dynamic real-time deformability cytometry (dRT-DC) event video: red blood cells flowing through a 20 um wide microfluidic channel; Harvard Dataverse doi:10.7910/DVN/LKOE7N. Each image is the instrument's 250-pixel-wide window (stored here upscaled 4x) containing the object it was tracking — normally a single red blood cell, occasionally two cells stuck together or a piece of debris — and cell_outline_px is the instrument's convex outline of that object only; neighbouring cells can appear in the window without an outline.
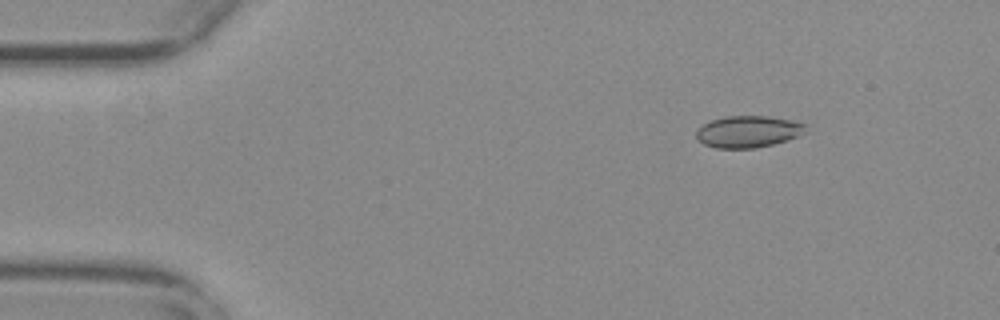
{"species": "common noctule bat (a hibernating species)", "species_latin": "Nyctalus noctula", "temperature_condition": "warm", "stored_images_in_passage": 52, "camera_frame_rate_fps": 3000, "um_per_image_px": 0.085, "animal": {"sex": "female", "body_mass_g": 29.2, "forearm_length_mm": 56.3}, "frame": {"image": 1, "passage_image": 4, "time_ms": 1.0, "image_size_px": [1000, 320], "cell_outline_px": [[808, 124], [804, 132], [788, 140], [756, 148], [716, 148], [704, 144], [696, 136], [696, 132], [704, 124], [712, 120], [724, 116], [768, 116], [792, 120]], "centroid_in_image_um": [63.62, 11.18], "position_along_channel_um": 21.4, "area_um2": 20.11}}
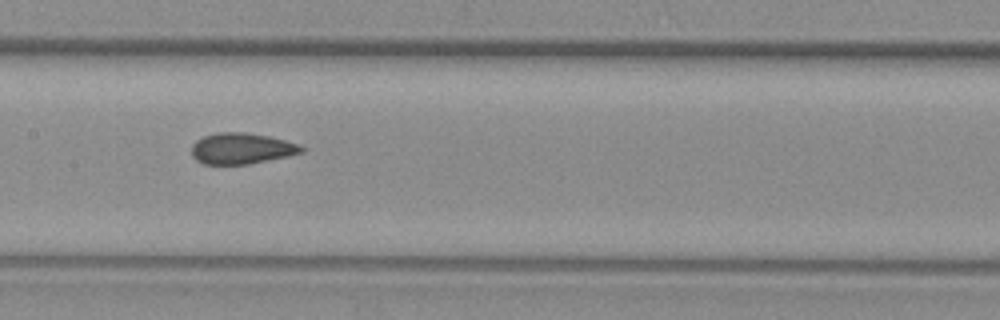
{"frame": {"image": 2, "passage_image": 24, "time_ms": 7.667, "image_size_px": [1000, 320], "cell_outline_px": [[304, 152], [288, 156], [248, 164], [204, 164], [196, 160], [192, 156], [192, 144], [196, 140], [204, 136], [216, 132], [244, 132], [268, 136], [300, 144], [304, 148]], "centroid_in_image_um": [20.52, 12.62], "position_along_channel_um": 186.9, "area_um2": 19.88}}
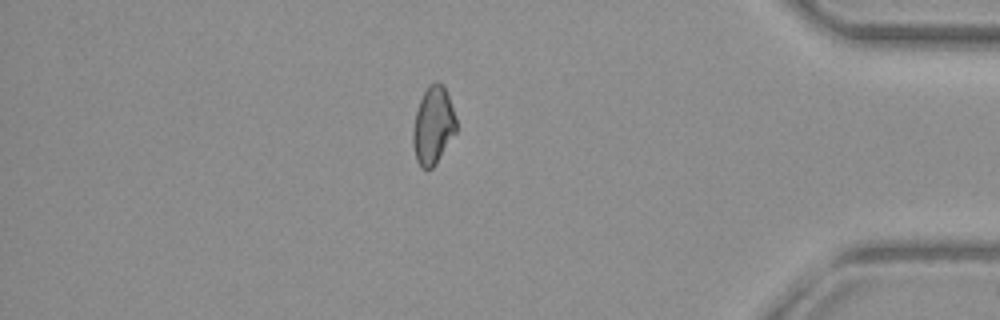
{"frame": {"image": 3, "passage_image": 44, "time_ms": 14.333, "image_size_px": [1000, 320], "cell_outline_px": [[456, 132], [436, 164], [432, 168], [420, 168], [416, 160], [412, 144], [412, 132], [416, 112], [420, 100], [428, 84], [436, 80], [444, 84], [456, 116]], "centroid_in_image_um": [36.81, 10.65], "position_along_channel_um": 398.4, "area_um2": 19.83}, "authors_computed_cell_mechanics": {"area_um2": 20.1433, "velocity_mm_per_s": 3.7471, "shape_relaxation_time_tau1_ms": null, "shape_relaxation_time_tau2_ms": 1.7682, "deformation_change_tau1": null, "deformation_change_tau2": 0.0681}}